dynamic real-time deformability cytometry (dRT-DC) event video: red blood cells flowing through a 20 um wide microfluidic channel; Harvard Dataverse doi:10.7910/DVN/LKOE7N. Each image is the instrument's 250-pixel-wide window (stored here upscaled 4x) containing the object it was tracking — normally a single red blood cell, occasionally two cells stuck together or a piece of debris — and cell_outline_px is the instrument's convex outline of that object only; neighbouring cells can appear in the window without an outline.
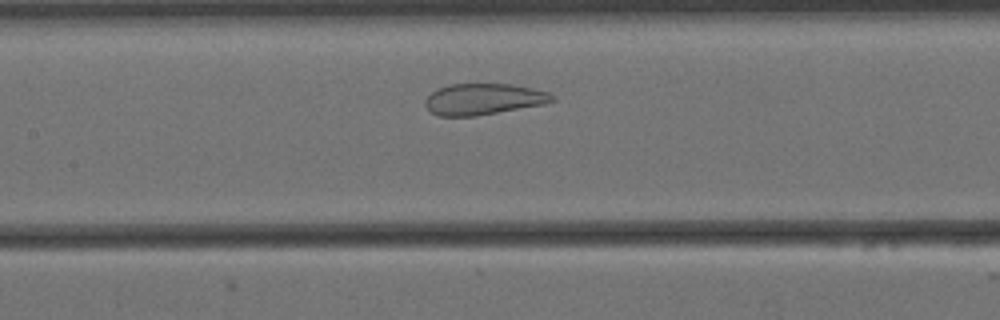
{"species": "Egyptian fruit bat (a non-hibernating species)", "species_latin": "Rousettus aegyptiacus", "temperature_condition": "cold", "stored_images_in_passage": 34, "camera_frame_rate_fps": 3000, "um_per_image_px": 0.085, "animal": {"sex": "female"}, "frame": {"image": 1, "passage_image": 14, "time_ms": 4.333, "image_size_px": [1000, 320], "cell_outline_px": [[556, 100], [544, 104], [476, 116], [436, 116], [424, 104], [424, 100], [432, 92], [440, 88], [452, 84], [512, 84], [532, 88], [548, 92]], "centroid_in_image_um": [41.09, 8.43], "position_along_channel_um": 166.3, "area_um2": 22.95}}
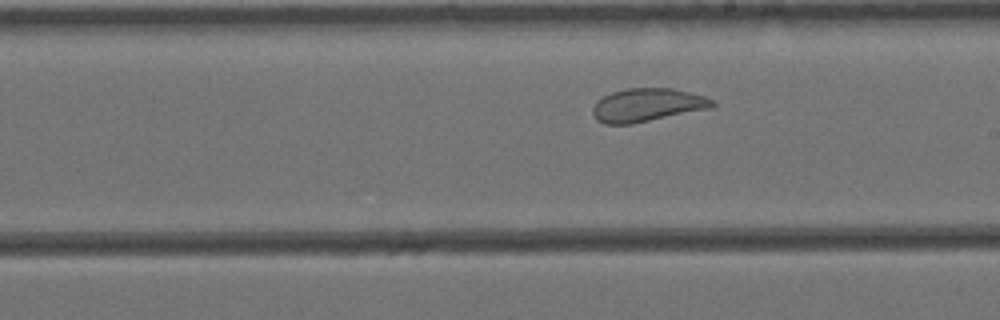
{"frame": {"image": 2, "passage_image": 20, "time_ms": 6.333, "image_size_px": [1000, 320], "cell_outline_px": [[716, 104], [712, 108], [632, 124], [604, 124], [596, 120], [592, 112], [592, 108], [596, 100], [612, 92], [628, 88], [672, 88], [704, 96], [712, 100]], "centroid_in_image_um": [54.99, 8.93], "position_along_channel_um": 234.0, "area_um2": 23.24}}
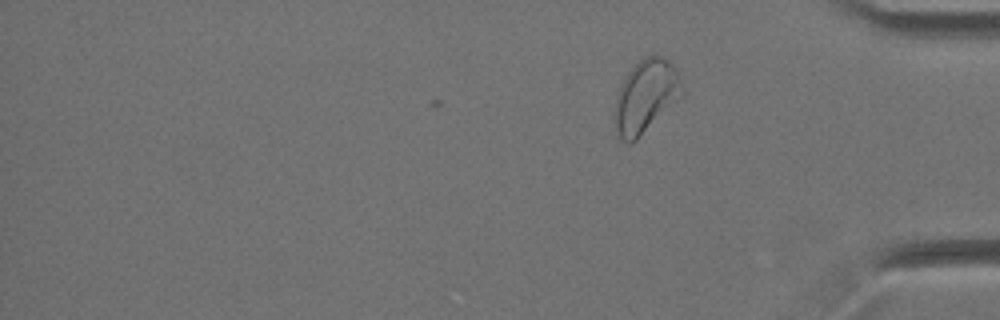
{"frame": {"image": 3, "passage_image": 34, "time_ms": 11.0, "image_size_px": [1000, 320], "cell_outline_px": [[684, 92], [636, 140], [628, 144], [620, 136], [616, 128], [616, 96], [628, 72], [640, 60], [648, 56], [664, 56], [672, 64], [680, 80]], "centroid_in_image_um": [54.89, 8.16], "position_along_channel_um": 380.3, "area_um2": 27.4}, "authors_computed_cell_mechanics": {"area_um2": 24.0448, "velocity_mm_per_s": 3.4175, "shape_relaxation_time_tau1_ms": null, "shape_relaxation_time_tau2_ms": 0.9258, "deformation_change_tau1": null, "deformation_change_tau2": 0.0549}}